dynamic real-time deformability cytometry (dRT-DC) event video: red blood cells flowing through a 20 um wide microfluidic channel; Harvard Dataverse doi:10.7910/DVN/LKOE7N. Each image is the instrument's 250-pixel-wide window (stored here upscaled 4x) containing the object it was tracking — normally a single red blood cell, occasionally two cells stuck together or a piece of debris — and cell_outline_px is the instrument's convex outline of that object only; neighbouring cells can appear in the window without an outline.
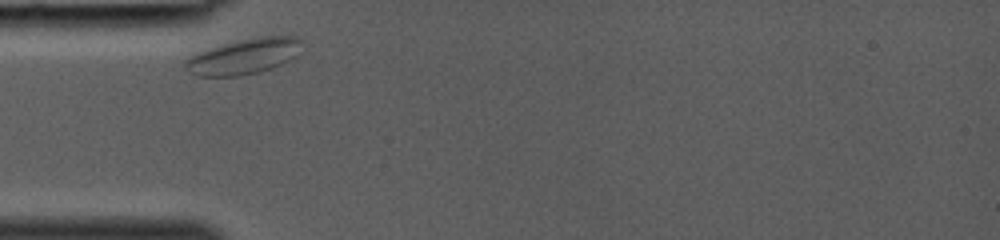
{"species": "common noctule bat (a hibernating species)", "species_latin": "Nyctalus noctula", "temperature_condition": "room temperature", "stored_images_in_passage": 23, "camera_frame_rate_fps": 3000, "um_per_image_px": 0.085, "animal": {"sex": "female", "body_mass_g": 19.0, "forearm_length_mm": 53.3}, "frame": {"image": 1, "passage_image": 1, "time_ms": 0.0, "image_size_px": [1000, 240], "cell_outline_px": [[300, 40], [296, 56], [272, 68], [240, 76], [196, 76], [188, 72], [184, 68], [184, 60], [188, 56], [196, 52], [224, 44], [260, 36], [296, 36]], "centroid_in_image_um": [20.64, 4.81], "position_along_channel_um": 64.4, "area_um2": 23.87}}
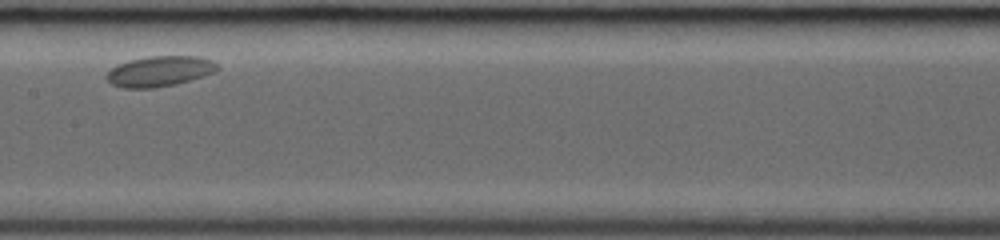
{"frame": {"image": 2, "passage_image": 10, "time_ms": 3.0, "image_size_px": [1000, 240], "cell_outline_px": [[220, 68], [212, 72], [188, 80], [172, 84], [152, 88], [124, 88], [112, 84], [104, 76], [112, 68], [128, 60], [148, 56], [200, 56], [212, 60]], "centroid_in_image_um": [13.53, 6.04], "position_along_channel_um": 193.9, "area_um2": 19.31}}
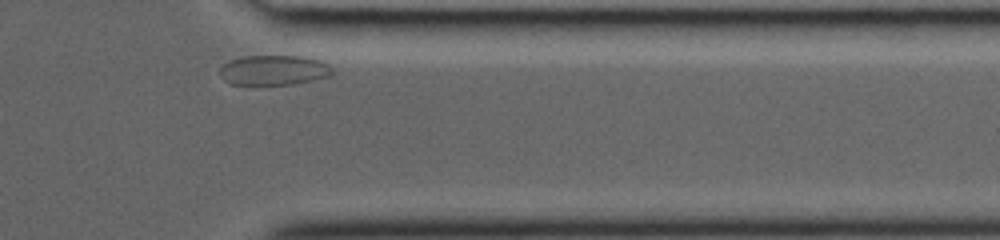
{"frame": {"image": 3, "passage_image": 23, "time_ms": 7.333, "image_size_px": [1000, 240], "cell_outline_px": [[332, 72], [328, 76], [288, 84], [232, 84], [224, 80], [220, 76], [220, 68], [224, 64], [232, 60], [244, 56], [304, 56], [320, 60], [328, 64], [332, 68]], "centroid_in_image_um": [23.25, 5.94], "position_along_channel_um": 388.1, "area_um2": 19.25}}